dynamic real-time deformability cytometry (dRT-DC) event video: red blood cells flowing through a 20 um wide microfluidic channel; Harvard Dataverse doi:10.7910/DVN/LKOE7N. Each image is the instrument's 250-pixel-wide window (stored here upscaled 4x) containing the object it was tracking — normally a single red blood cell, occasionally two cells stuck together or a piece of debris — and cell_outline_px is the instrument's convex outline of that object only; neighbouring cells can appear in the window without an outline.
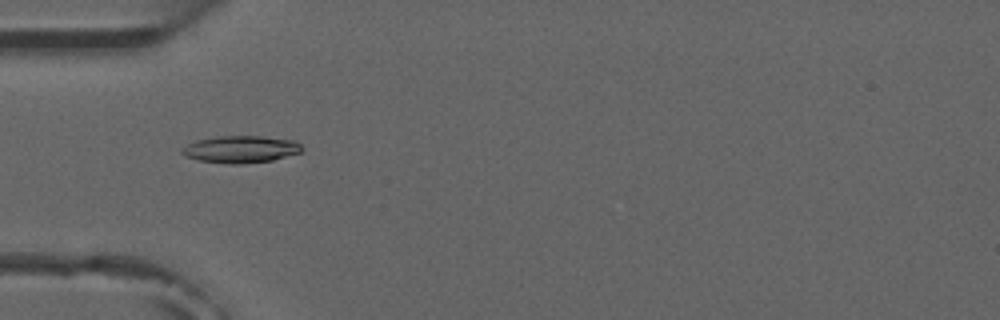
{"species": "common noctule bat (a hibernating species)", "species_latin": "Nyctalus noctula", "temperature_condition": "room temperature", "stored_images_in_passage": 6, "camera_frame_rate_fps": 3000, "um_per_image_px": 0.085, "animal": {"sex": "male", "forearm_length_mm": 52.5}, "frame": {"image": 1, "passage_image": 5, "time_ms": 4.667, "image_size_px": [1000, 320], "cell_outline_px": [[304, 148], [300, 152], [272, 160], [244, 164], [232, 164], [200, 160], [184, 156], [180, 152], [180, 148], [196, 140], [220, 136], [260, 136], [296, 140]], "centroid_in_image_um": [20.46, 12.68], "position_along_channel_um": 64.5, "area_um2": 18.96}}
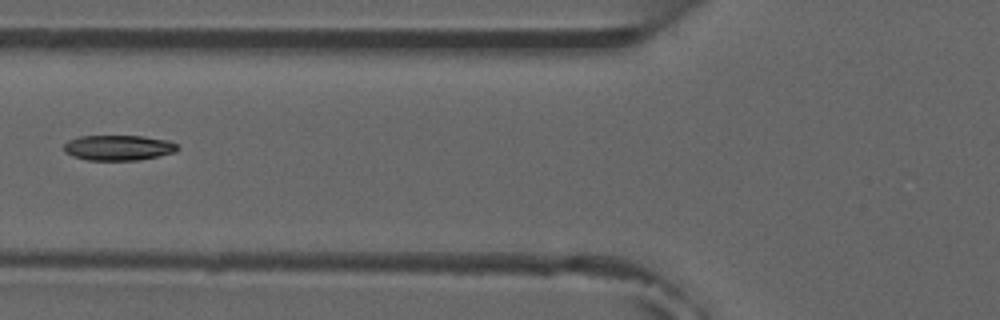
{"frame": {"image": 2, "passage_image": 6, "time_ms": 6.0, "image_size_px": [1000, 320], "cell_outline_px": [[180, 148], [176, 152], [136, 160], [88, 160], [72, 156], [64, 152], [64, 144], [68, 140], [80, 136], [144, 136], [168, 140], [176, 144]], "centroid_in_image_um": [10.05, 12.55], "position_along_channel_um": 115.7, "area_um2": 16.76}}